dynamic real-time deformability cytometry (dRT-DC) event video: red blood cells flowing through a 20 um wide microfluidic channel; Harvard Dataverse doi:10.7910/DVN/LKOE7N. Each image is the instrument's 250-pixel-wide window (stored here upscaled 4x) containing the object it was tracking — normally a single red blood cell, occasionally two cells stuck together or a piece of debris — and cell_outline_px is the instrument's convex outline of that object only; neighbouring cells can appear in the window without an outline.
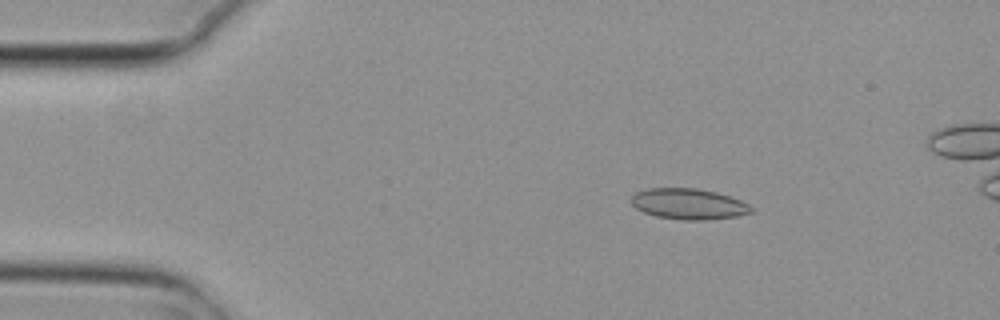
{"species": "common noctule bat (a hibernating species)", "species_latin": "Nyctalus noctula", "temperature_condition": "cold", "stored_images_in_passage": 4, "camera_frame_rate_fps": 3000, "um_per_image_px": 0.085, "animal": {"sex": "female", "body_mass_g": 29.2, "forearm_length_mm": 56.3}, "frame": {"image": 1, "passage_image": 1, "time_ms": 0.0, "image_size_px": [1000, 320], "cell_outline_px": [[752, 212], [736, 216], [704, 220], [680, 220], [656, 216], [644, 212], [636, 208], [632, 204], [632, 196], [636, 192], [648, 188], [696, 188], [716, 192], [740, 200], [748, 204], [752, 208]], "centroid_in_image_um": [58.51, 17.33], "position_along_channel_um": 26.5, "area_um2": 21.39}}